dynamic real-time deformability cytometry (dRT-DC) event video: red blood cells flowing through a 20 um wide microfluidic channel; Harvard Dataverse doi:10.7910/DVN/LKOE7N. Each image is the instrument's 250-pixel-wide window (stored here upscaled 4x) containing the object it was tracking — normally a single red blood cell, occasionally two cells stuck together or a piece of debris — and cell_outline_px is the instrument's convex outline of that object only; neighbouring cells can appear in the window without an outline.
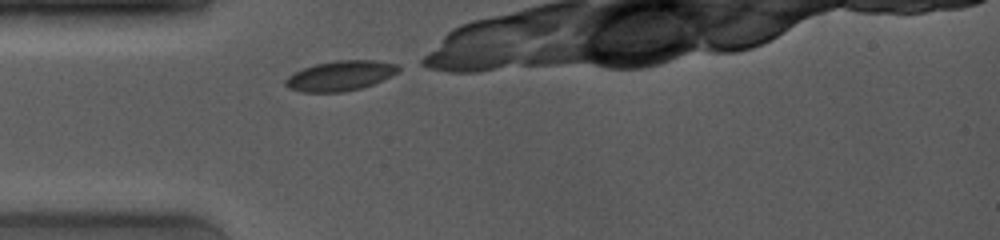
{"species": "common noctule bat (a hibernating species)", "species_latin": "Nyctalus noctula", "temperature_condition": "room temperature", "stored_images_in_passage": 27, "camera_frame_rate_fps": 4000, "um_per_image_px": 0.085, "animal": {"sex": "female", "body_mass_g": 19.0, "forearm_length_mm": 53.3}, "frame": {"image": 1, "passage_image": 1, "time_ms": 0.0, "image_size_px": [1000, 240], "cell_outline_px": [[400, 68], [392, 76], [372, 84], [360, 88], [344, 92], [300, 92], [288, 88], [284, 84], [284, 80], [288, 76], [304, 68], [316, 64], [336, 60], [376, 60], [396, 64]], "centroid_in_image_um": [28.91, 6.44], "position_along_channel_um": 56.1, "area_um2": 19.65}}
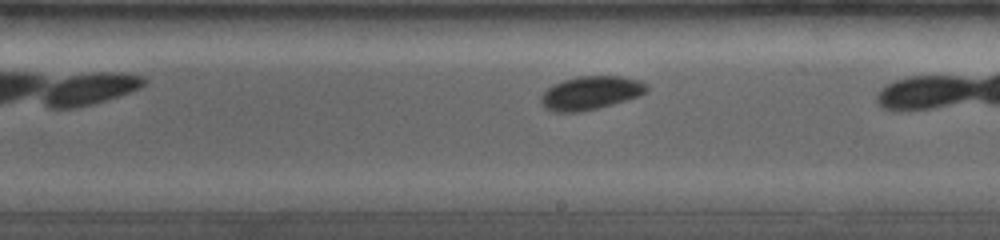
{"frame": {"image": 2, "passage_image": 16, "time_ms": 4.75, "image_size_px": [1000, 240], "cell_outline_px": [[648, 88], [640, 96], [612, 104], [580, 112], [552, 112], [544, 108], [540, 100], [540, 96], [552, 84], [576, 76], [620, 76], [640, 80], [648, 84]], "centroid_in_image_um": [50.18, 7.89], "position_along_channel_um": 238.8, "area_um2": 20.69}}